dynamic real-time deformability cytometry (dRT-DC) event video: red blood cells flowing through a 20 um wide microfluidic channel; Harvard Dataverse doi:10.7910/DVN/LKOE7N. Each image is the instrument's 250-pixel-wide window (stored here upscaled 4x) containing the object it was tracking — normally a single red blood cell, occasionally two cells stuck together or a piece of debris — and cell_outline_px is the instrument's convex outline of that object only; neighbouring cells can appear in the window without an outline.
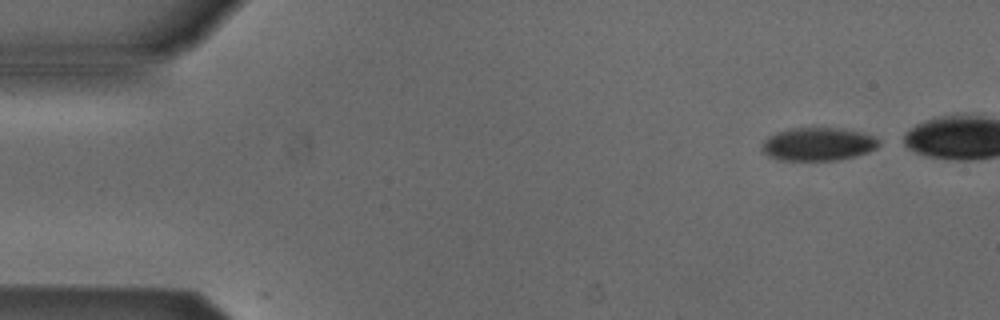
{"species": "Egyptian fruit bat (a non-hibernating species)", "species_latin": "Rousettus aegyptiacus", "temperature_condition": "cold", "stored_images_in_passage": 4, "camera_frame_rate_fps": 3000, "um_per_image_px": 0.085, "animal": {"sex": "male"}, "frame": {"image": 1, "passage_image": 1, "time_ms": 0.0, "image_size_px": [1000, 320], "cell_outline_px": [[880, 144], [876, 148], [868, 152], [856, 156], [836, 160], [776, 160], [768, 156], [760, 148], [764, 140], [776, 132], [792, 128], [836, 128], [860, 132], [872, 136], [880, 140]], "centroid_in_image_um": [69.51, 12.26], "position_along_channel_um": 15.5, "area_um2": 22.54}}